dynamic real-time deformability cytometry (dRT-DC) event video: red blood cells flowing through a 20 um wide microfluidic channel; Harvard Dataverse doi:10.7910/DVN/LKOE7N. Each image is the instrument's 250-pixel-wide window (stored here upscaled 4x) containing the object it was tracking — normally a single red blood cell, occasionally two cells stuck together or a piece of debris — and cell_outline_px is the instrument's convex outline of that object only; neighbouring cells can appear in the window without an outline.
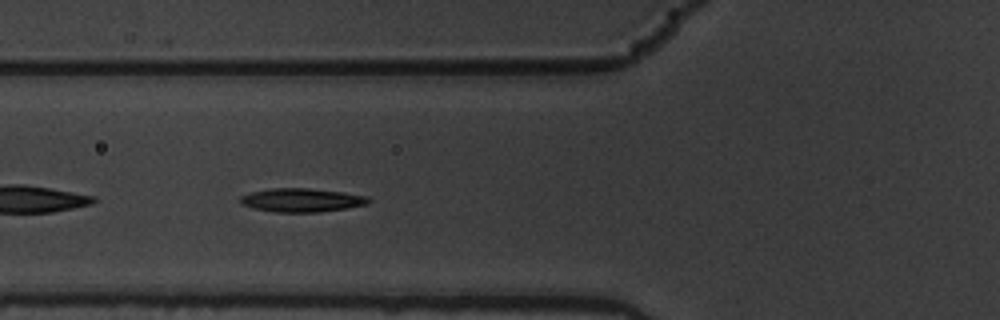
{"species": "common noctule bat (a hibernating species)", "species_latin": "Nyctalus noctula", "temperature_condition": "warm", "stored_images_in_passage": 28, "camera_frame_rate_fps": 3000, "um_per_image_px": 0.085, "animal": {"sex": "male", "body_mass_g": 19.5, "forearm_length_mm": 54.6}, "frame": {"image": 1, "passage_image": 6, "time_ms": 1.667, "image_size_px": [1000, 320], "cell_outline_px": [[372, 200], [368, 204], [320, 212], [276, 212], [252, 208], [240, 204], [236, 200], [240, 196], [252, 192], [272, 188], [308, 188], [340, 192], [368, 196]], "centroid_in_image_um": [25.59, 17.01], "position_along_channel_um": 100.2, "area_um2": 17.69}}
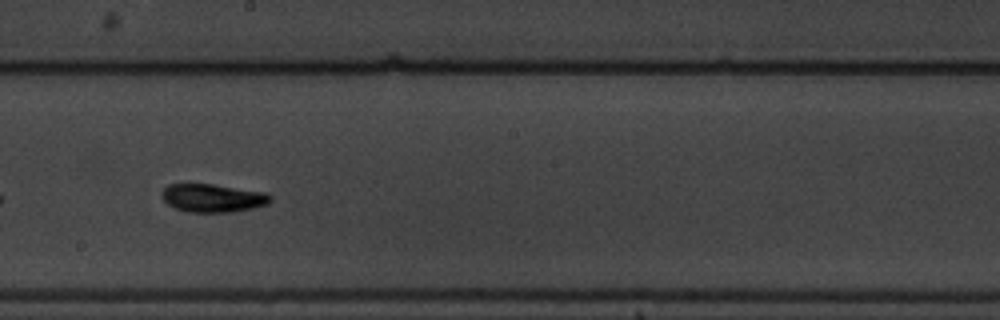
{"frame": {"image": 2, "passage_image": 17, "time_ms": 5.333, "image_size_px": [1000, 320], "cell_outline_px": [[272, 200], [268, 204], [252, 208], [232, 212], [188, 212], [176, 208], [168, 204], [160, 196], [160, 192], [168, 184], [212, 184], [268, 192], [272, 196]], "centroid_in_image_um": [18.1, 16.82], "position_along_channel_um": 230.1, "area_um2": 18.03}}
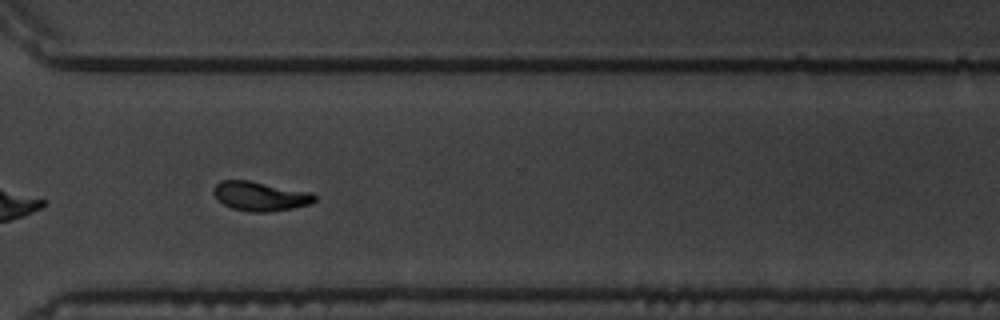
{"frame": {"image": 3, "passage_image": 27, "time_ms": 8.667, "image_size_px": [1000, 320], "cell_outline_px": [[316, 200], [312, 204], [292, 208], [268, 212], [248, 212], [232, 208], [224, 204], [212, 192], [216, 184], [220, 180], [248, 180], [312, 192], [316, 196]], "centroid_in_image_um": [22.15, 16.67], "position_along_channel_um": 348.5, "area_um2": 17.28}}